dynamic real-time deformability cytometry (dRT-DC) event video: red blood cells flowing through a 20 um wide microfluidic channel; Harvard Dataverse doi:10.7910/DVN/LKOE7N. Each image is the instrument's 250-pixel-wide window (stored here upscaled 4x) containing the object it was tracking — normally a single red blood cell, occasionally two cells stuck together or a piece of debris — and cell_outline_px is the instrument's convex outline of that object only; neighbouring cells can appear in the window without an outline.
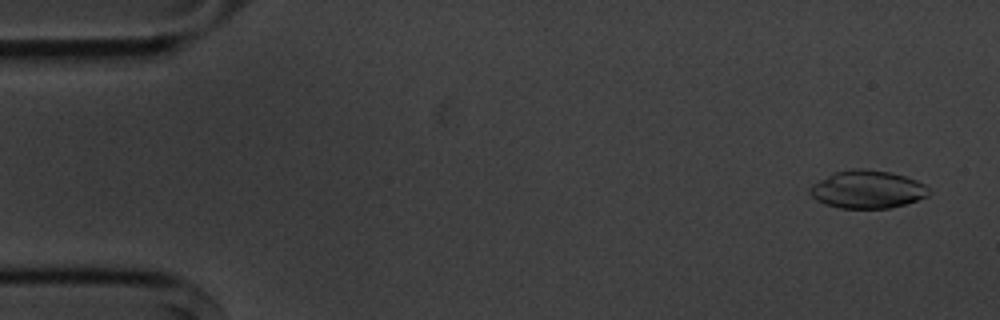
{"species": "common noctule bat (a hibernating species)", "species_latin": "Nyctalus noctula", "temperature_condition": "cold", "stored_images_in_passage": 5, "camera_frame_rate_fps": 3000, "um_per_image_px": 0.085, "animal": {"sex": "male", "body_mass_g": 20.1, "forearm_length_mm": 53.5}, "frame": {"image": 1, "passage_image": 1, "time_ms": 0.0, "image_size_px": [1000, 320], "cell_outline_px": [[932, 192], [928, 196], [904, 204], [888, 208], [840, 208], [824, 204], [816, 200], [812, 196], [812, 184], [832, 172], [852, 168], [864, 168], [892, 172], [916, 180], [924, 184]], "centroid_in_image_um": [73.73, 16.08], "position_along_channel_um": 11.3, "area_um2": 26.3}}
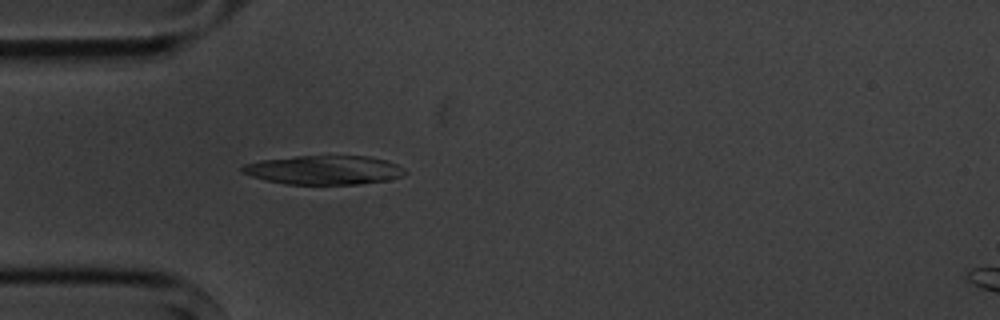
{"frame": {"image": 2, "passage_image": 5, "time_ms": 4.333, "image_size_px": [1000, 320], "cell_outline_px": [[408, 172], [404, 176], [388, 180], [360, 184], [284, 184], [264, 180], [240, 172], [240, 168], [244, 164], [260, 160], [296, 156], [368, 156], [384, 160], [396, 164], [404, 168]], "centroid_in_image_um": [27.54, 14.45], "position_along_channel_um": 57.5, "area_um2": 27.69}}